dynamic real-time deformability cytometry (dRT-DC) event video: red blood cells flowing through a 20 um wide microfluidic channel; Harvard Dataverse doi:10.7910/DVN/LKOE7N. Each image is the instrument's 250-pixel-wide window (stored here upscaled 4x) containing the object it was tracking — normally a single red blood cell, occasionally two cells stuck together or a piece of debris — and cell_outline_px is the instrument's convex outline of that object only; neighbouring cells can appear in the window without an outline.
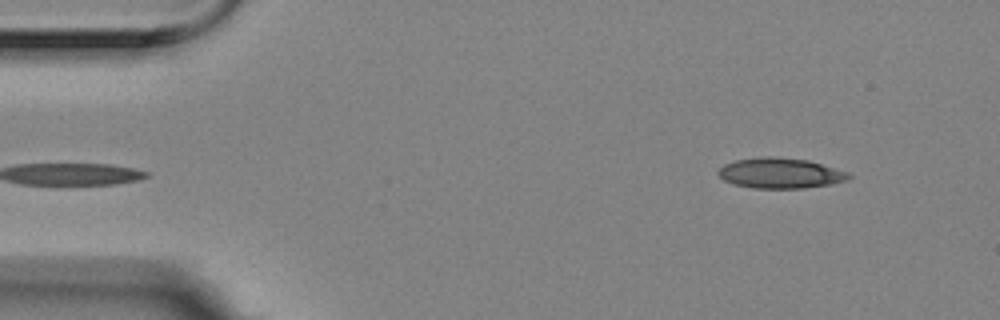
{"species": "Egyptian fruit bat (a non-hibernating species)", "species_latin": "Rousettus aegyptiacus", "temperature_condition": "room temperature", "stored_images_in_passage": 4, "segment_of_instrument_passage": [2, 2], "camera_frame_rate_fps": 3000, "um_per_image_px": 0.085, "animal": {"sex": "female"}, "frame": {"image": 1, "passage_image": 4, "time_ms": 1.0, "image_size_px": [1000, 320], "cell_outline_px": [[852, 176], [848, 180], [832, 184], [804, 188], [752, 188], [732, 184], [724, 180], [716, 172], [724, 164], [736, 160], [768, 156], [772, 156], [808, 160], [848, 172]], "centroid_in_image_um": [66.32, 14.72], "position_along_channel_um": 18.7, "area_um2": 23.12}}